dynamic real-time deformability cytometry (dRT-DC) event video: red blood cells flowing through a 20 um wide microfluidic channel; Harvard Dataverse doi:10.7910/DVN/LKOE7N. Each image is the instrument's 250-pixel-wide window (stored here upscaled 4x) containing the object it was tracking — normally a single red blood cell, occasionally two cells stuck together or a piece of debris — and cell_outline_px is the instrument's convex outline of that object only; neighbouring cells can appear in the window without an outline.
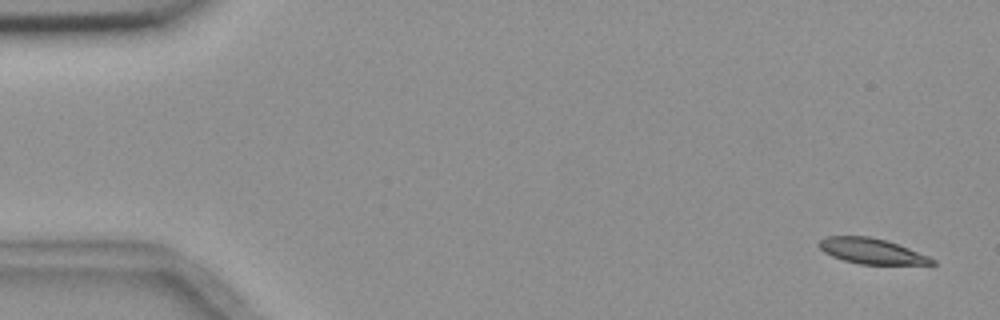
{"species": "common noctule bat (a hibernating species)", "species_latin": "Nyctalus noctula", "temperature_condition": "room temperature", "stored_images_in_passage": 3, "camera_frame_rate_fps": 3000, "um_per_image_px": 0.085, "animal": {"sex": "female", "body_mass_g": 18.4}, "frame": {"image": 1, "passage_image": 1, "time_ms": 0.0, "image_size_px": [1000, 320], "cell_outline_px": [[936, 264], [860, 264], [844, 260], [832, 256], [824, 252], [816, 244], [824, 236], [868, 236], [888, 240], [928, 256], [936, 260]], "centroid_in_image_um": [74.06, 21.33], "position_along_channel_um": 10.9, "area_um2": 16.76}}
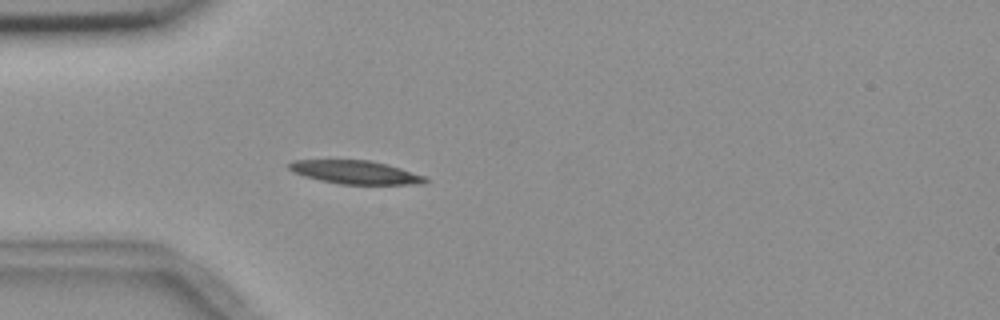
{"frame": {"image": 2, "passage_image": 3, "time_ms": 4.667, "image_size_px": [1000, 320], "cell_outline_px": [[428, 180], [424, 184], [340, 184], [320, 180], [304, 176], [292, 172], [288, 168], [288, 164], [292, 160], [368, 160], [400, 168], [424, 176]], "centroid_in_image_um": [30.16, 14.64], "position_along_channel_um": 54.8, "area_um2": 18.38}}